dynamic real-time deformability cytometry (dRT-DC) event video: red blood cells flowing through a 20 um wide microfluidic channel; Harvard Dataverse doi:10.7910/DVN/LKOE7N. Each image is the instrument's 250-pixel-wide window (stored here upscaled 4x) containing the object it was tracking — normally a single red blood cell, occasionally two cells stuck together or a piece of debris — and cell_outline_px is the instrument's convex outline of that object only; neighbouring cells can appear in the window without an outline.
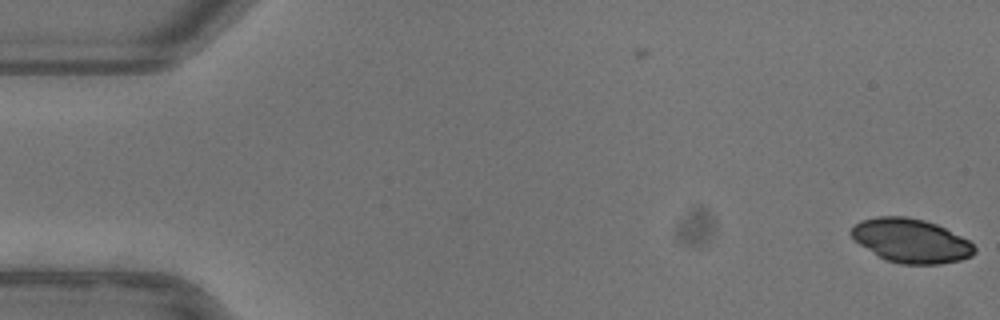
{"species": "common noctule bat (a hibernating species)", "species_latin": "Nyctalus noctula", "temperature_condition": "warm", "stored_images_in_passage": 6, "camera_frame_rate_fps": 3000, "um_per_image_px": 0.085, "animal": {"sex": "female"}, "frame": {"image": 1, "passage_image": 6, "time_ms": 1.667, "image_size_px": [1000, 320], "cell_outline_px": [[976, 252], [972, 256], [960, 260], [940, 264], [900, 264], [884, 260], [860, 244], [848, 232], [860, 220], [876, 216], [908, 216], [924, 220], [936, 224], [968, 240], [976, 248]], "centroid_in_image_um": [77.42, 20.46], "position_along_channel_um": 7.6, "area_um2": 31.56}}